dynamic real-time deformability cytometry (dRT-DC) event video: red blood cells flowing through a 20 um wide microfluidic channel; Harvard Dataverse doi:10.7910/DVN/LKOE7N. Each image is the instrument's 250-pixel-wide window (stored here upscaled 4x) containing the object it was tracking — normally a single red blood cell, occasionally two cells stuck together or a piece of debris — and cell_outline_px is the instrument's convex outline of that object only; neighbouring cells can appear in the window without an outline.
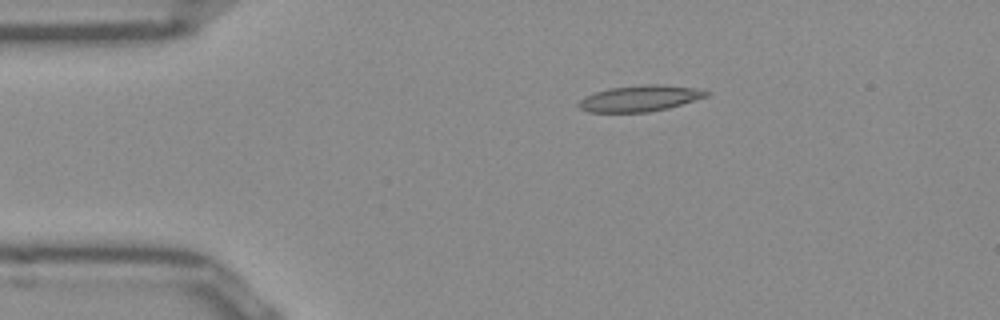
{"species": "Egyptian fruit bat (a non-hibernating species)", "species_latin": "Rousettus aegyptiacus", "temperature_condition": "room temperature", "stored_images_in_passage": 43, "camera_frame_rate_fps": 3000, "um_per_image_px": 0.085, "frame": {"image": 1, "passage_image": 1, "time_ms": 0.0, "image_size_px": [1000, 320], "cell_outline_px": [[712, 92], [708, 96], [668, 108], [648, 112], [588, 112], [580, 108], [576, 104], [580, 100], [596, 92], [608, 88], [640, 84], [660, 84], [692, 88]], "centroid_in_image_um": [54.38, 8.36], "position_along_channel_um": 30.6, "area_um2": 19.31}}
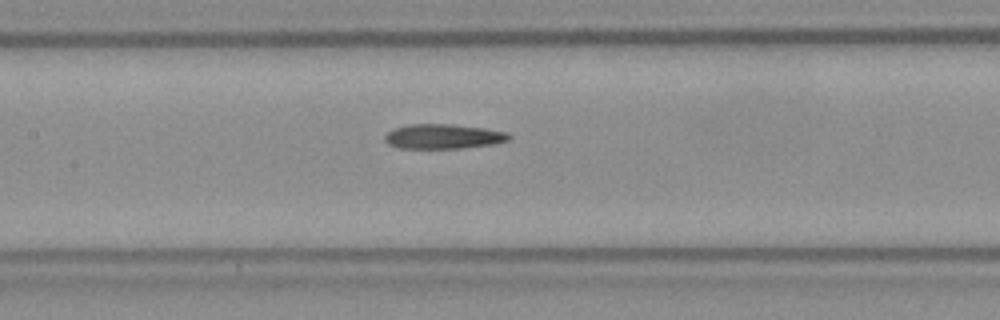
{"frame": {"image": 2, "passage_image": 15, "time_ms": 4.667, "image_size_px": [1000, 320], "cell_outline_px": [[512, 136], [508, 140], [492, 144], [460, 148], [400, 148], [388, 144], [384, 140], [384, 136], [392, 128], [408, 124], [452, 124], [484, 128], [508, 132]], "centroid_in_image_um": [37.65, 11.59], "position_along_channel_um": 169.8, "area_um2": 17.92}}
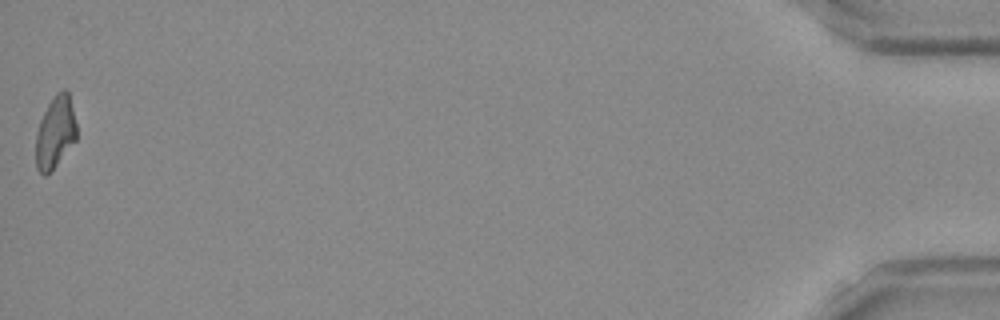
{"frame": {"image": 3, "passage_image": 43, "time_ms": 14.0, "image_size_px": [1000, 320], "cell_outline_px": [[76, 140], [56, 164], [44, 176], [36, 168], [36, 132], [40, 120], [48, 104], [56, 92], [64, 88], [68, 92], [76, 124]], "centroid_in_image_um": [4.68, 11.22], "position_along_channel_um": 430.5, "area_um2": 16.82}}